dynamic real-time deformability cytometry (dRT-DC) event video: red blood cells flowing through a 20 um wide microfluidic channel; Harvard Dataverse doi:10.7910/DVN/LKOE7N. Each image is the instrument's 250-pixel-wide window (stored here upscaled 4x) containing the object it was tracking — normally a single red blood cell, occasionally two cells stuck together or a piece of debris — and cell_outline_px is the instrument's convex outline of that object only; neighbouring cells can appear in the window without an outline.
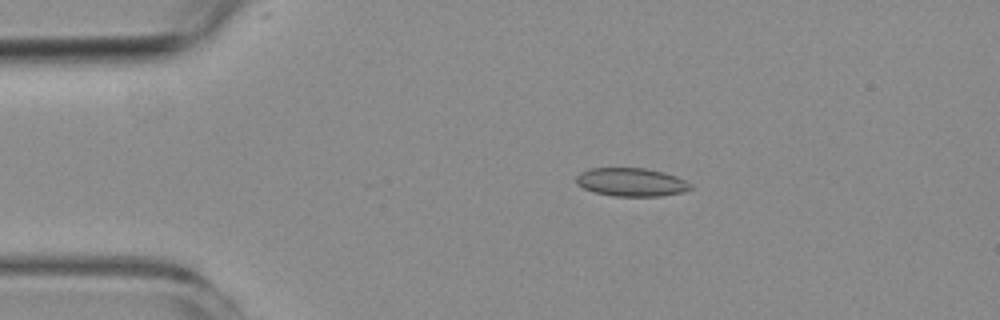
{"species": "common noctule bat (a hibernating species)", "species_latin": "Nyctalus noctula", "temperature_condition": "room temperature", "stored_images_in_passage": 8, "camera_frame_rate_fps": 3000, "um_per_image_px": 0.085, "animal": {"sex": "female", "body_mass_g": 19.3, "forearm_length_mm": 54.1}, "frame": {"image": 1, "passage_image": 3, "time_ms": 3.0, "image_size_px": [1000, 320], "cell_outline_px": [[692, 188], [684, 192], [660, 196], [612, 196], [592, 192], [576, 184], [576, 176], [580, 172], [588, 168], [644, 168], [664, 172], [676, 176], [692, 184]], "centroid_in_image_um": [53.64, 15.48], "position_along_channel_um": 31.4, "area_um2": 19.07}}
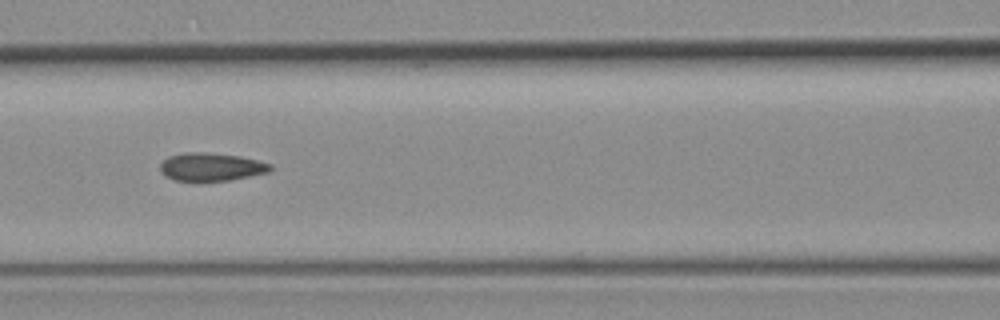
{"frame": {"image": 2, "passage_image": 6, "time_ms": 7.333, "image_size_px": [1000, 320], "cell_outline_px": [[272, 168], [268, 172], [228, 180], [176, 180], [164, 176], [160, 172], [160, 164], [168, 156], [184, 152], [204, 152], [240, 156], [272, 164]], "centroid_in_image_um": [17.91, 14.17], "position_along_channel_um": 148.7, "area_um2": 17.8}}
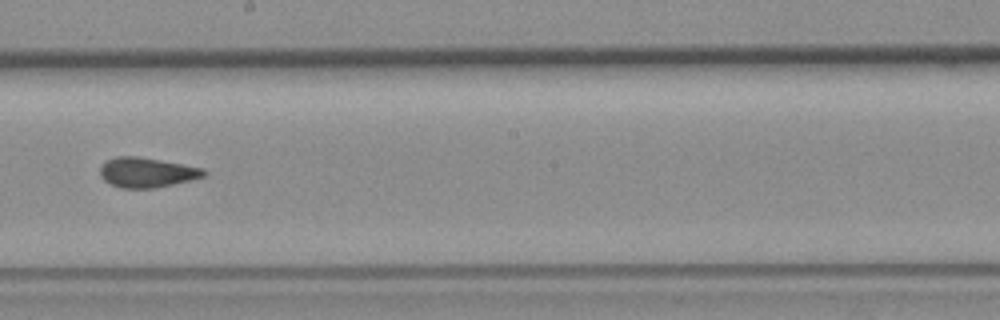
{"frame": {"image": 3, "passage_image": 8, "time_ms": 9.667, "image_size_px": [1000, 320], "cell_outline_px": [[208, 172], [204, 176], [156, 188], [120, 188], [104, 180], [100, 176], [100, 164], [116, 156], [136, 156], [204, 168]], "centroid_in_image_um": [12.45, 14.65], "position_along_channel_um": 235.8, "area_um2": 17.92}}